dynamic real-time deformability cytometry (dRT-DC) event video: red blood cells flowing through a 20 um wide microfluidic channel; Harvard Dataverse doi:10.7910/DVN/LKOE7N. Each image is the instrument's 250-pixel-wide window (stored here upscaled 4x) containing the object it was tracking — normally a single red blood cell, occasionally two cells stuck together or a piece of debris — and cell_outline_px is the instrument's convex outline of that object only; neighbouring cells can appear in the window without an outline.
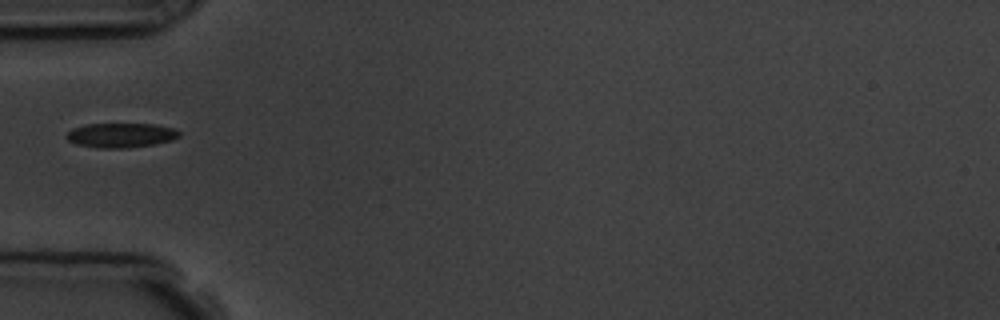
{"species": "common noctule bat (a hibernating species)", "species_latin": "Nyctalus noctula", "temperature_condition": "room temperature", "stored_images_in_passage": 1, "camera_frame_rate_fps": 3000, "um_per_image_px": 0.085, "animal": {"sex": "male", "body_mass_g": 19.5, "forearm_length_mm": 54.6}, "frame": {"image": 1, "passage_image": 1, "time_ms": 0.0, "image_size_px": [1000, 320], "cell_outline_px": [[180, 136], [172, 140], [152, 144], [128, 148], [96, 148], [76, 144], [68, 140], [68, 132], [72, 128], [88, 124], [152, 124], [172, 128], [180, 132]], "centroid_in_image_um": [10.27, 11.5], "position_along_channel_um": 74.7, "area_um2": 15.95}}